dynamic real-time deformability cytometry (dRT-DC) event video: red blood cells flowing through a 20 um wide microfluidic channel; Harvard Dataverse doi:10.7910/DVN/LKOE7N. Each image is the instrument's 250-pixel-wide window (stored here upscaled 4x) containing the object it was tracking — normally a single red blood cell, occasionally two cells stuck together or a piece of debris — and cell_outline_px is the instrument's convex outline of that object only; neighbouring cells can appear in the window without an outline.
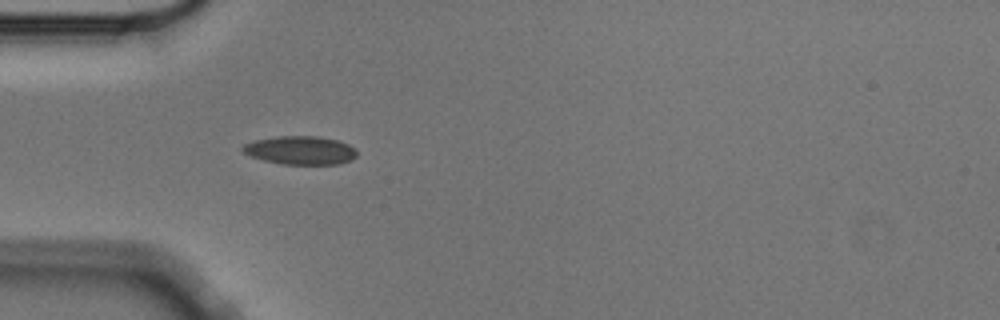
{"species": "Egyptian fruit bat (a non-hibernating species)", "species_latin": "Rousettus aegyptiacus", "temperature_condition": "cold", "stored_images_in_passage": 14, "camera_frame_rate_fps": 3000, "um_per_image_px": 0.085, "animal": {"sex": "male"}, "frame": {"image": 1, "passage_image": 4, "time_ms": 1.0, "image_size_px": [1000, 320], "cell_outline_px": [[356, 156], [348, 160], [336, 164], [284, 164], [264, 160], [252, 156], [244, 152], [240, 148], [244, 144], [256, 140], [276, 136], [320, 136], [336, 140], [348, 144], [356, 152]], "centroid_in_image_um": [25.5, 12.76], "position_along_channel_um": 59.5, "area_um2": 18.61}}
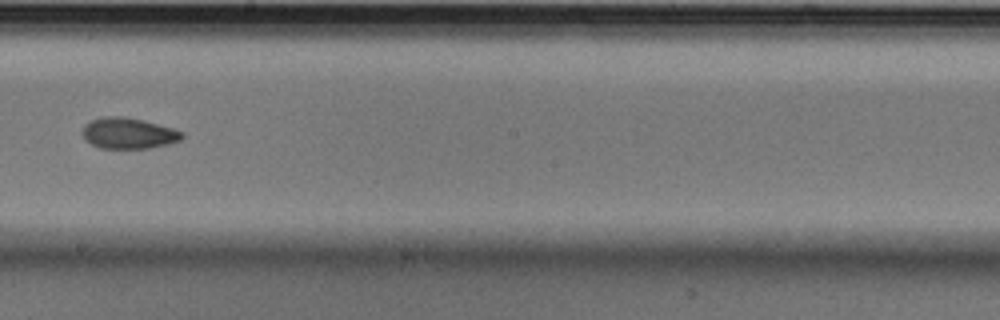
{"frame": {"image": 2, "passage_image": 8, "time_ms": 2.333, "image_size_px": [1000, 320], "cell_outline_px": [[184, 136], [180, 140], [168, 144], [152, 148], [100, 148], [84, 140], [80, 132], [84, 124], [92, 120], [104, 116], [120, 116], [144, 120], [172, 128], [184, 132]], "centroid_in_image_um": [10.89, 11.33], "position_along_channel_um": 237.3, "area_um2": 18.15}}
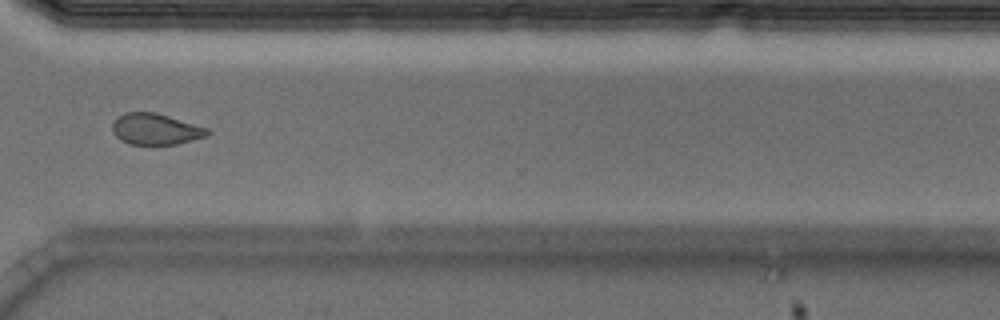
{"frame": {"image": 3, "passage_image": 11, "time_ms": 3.333, "image_size_px": [1000, 320], "cell_outline_px": [[212, 132], [208, 136], [176, 144], [128, 144], [120, 140], [112, 132], [112, 124], [124, 112], [156, 112], [208, 128]], "centroid_in_image_um": [13.24, 10.98], "position_along_channel_um": 357.4, "area_um2": 17.28}}